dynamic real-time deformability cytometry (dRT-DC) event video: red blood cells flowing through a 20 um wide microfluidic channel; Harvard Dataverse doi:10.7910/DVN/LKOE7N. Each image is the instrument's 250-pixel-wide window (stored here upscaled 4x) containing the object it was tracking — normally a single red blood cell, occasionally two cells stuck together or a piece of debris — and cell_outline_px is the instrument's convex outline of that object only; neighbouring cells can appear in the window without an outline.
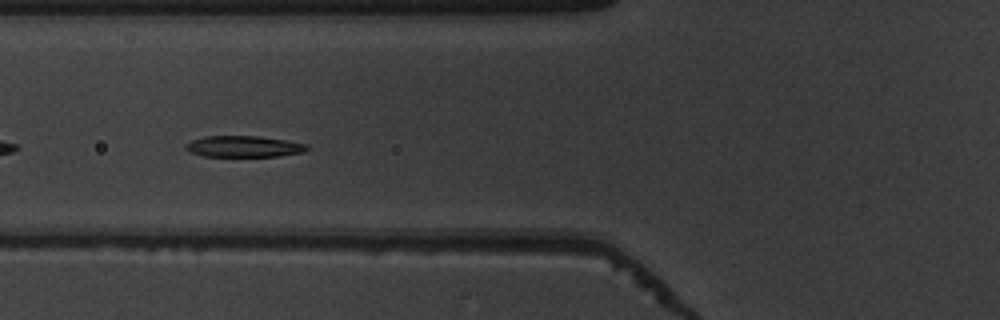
{"species": "common noctule bat (a hibernating species)", "species_latin": "Nyctalus noctula", "temperature_condition": "warm", "stored_images_in_passage": 37, "camera_frame_rate_fps": 3000, "um_per_image_px": 0.085, "animal": {"sex": "male", "body_mass_g": 19.5, "forearm_length_mm": 54.6}, "frame": {"image": 1, "passage_image": 5, "time_ms": 1.333, "image_size_px": [1000, 320], "cell_outline_px": [[308, 148], [304, 152], [276, 156], [204, 156], [192, 152], [184, 148], [184, 144], [192, 140], [204, 136], [260, 136], [308, 144]], "centroid_in_image_um": [20.7, 12.44], "position_along_channel_um": 105.1, "area_um2": 14.91}}
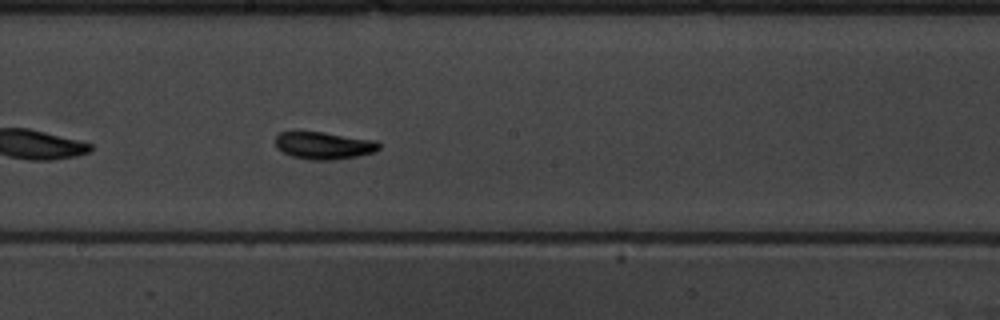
{"frame": {"image": 2, "passage_image": 14, "time_ms": 4.333, "image_size_px": [1000, 320], "cell_outline_px": [[380, 148], [372, 152], [356, 156], [332, 160], [312, 160], [292, 156], [276, 148], [276, 136], [280, 132], [324, 132], [376, 140], [380, 144]], "centroid_in_image_um": [27.53, 12.36], "position_along_channel_um": 220.7, "area_um2": 16.36}}
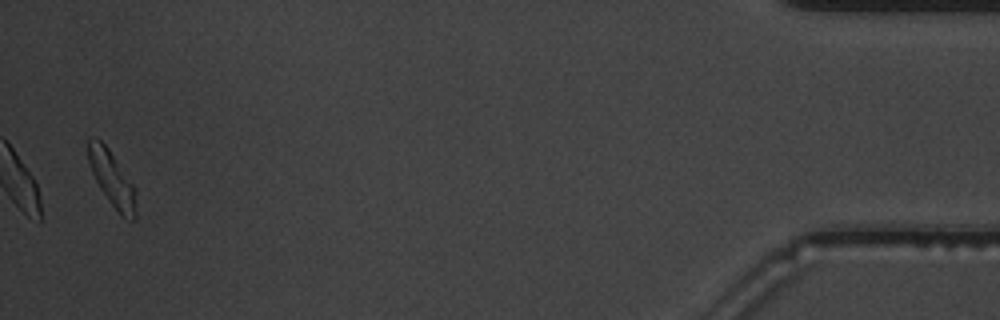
{"frame": {"image": 3, "passage_image": 36, "time_ms": 11.667, "image_size_px": [1000, 320], "cell_outline_px": [[136, 220], [132, 220], [124, 216], [108, 200], [100, 188], [92, 172], [88, 160], [88, 136], [92, 136], [100, 140], [108, 148], [136, 188]], "centroid_in_image_um": [9.53, 15.17], "position_along_channel_um": 425.7, "area_um2": 15.2}, "authors_computed_cell_mechanics": {"area_um2": 15.7216, "velocity_mm_per_s": 3.8674, "shape_relaxation_time_tau1_ms": 2.9874, "shape_relaxation_time_tau2_ms": 1.5821, "deformation_change_tau1": 0.1452, "deformation_change_tau2": 0.064}}